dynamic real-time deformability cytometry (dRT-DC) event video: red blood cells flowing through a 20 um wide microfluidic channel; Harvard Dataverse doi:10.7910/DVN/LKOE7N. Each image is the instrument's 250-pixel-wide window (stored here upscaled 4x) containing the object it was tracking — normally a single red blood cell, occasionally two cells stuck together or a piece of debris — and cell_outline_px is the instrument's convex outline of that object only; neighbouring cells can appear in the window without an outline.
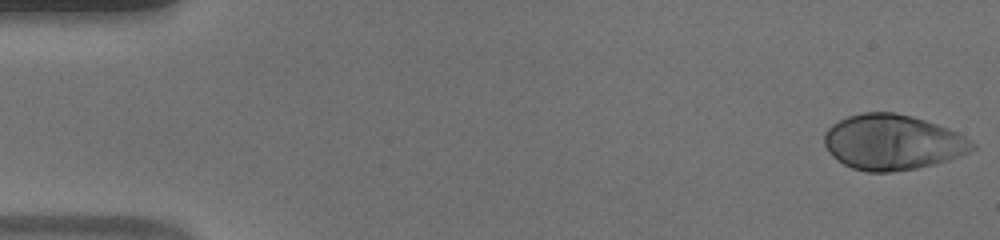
{"species": "human", "species_latin": "Homo sapiens", "temperature_condition": "warm", "stored_images_in_passage": 52, "camera_frame_rate_fps": 3000, "um_per_image_px": 0.085, "donor": {"sex": "male"}, "frame": {"image": 1, "passage_image": 1, "time_ms": 0.0, "image_size_px": [1000, 240], "cell_outline_px": [[976, 148], [968, 152], [948, 160], [916, 168], [888, 172], [868, 172], [852, 168], [836, 160], [828, 152], [824, 144], [824, 132], [832, 124], [848, 116], [864, 112], [892, 112], [912, 116], [936, 124], [956, 132], [964, 136], [976, 144]], "centroid_in_image_um": [75.83, 12.09], "position_along_channel_um": 9.2, "area_um2": 47.51}}
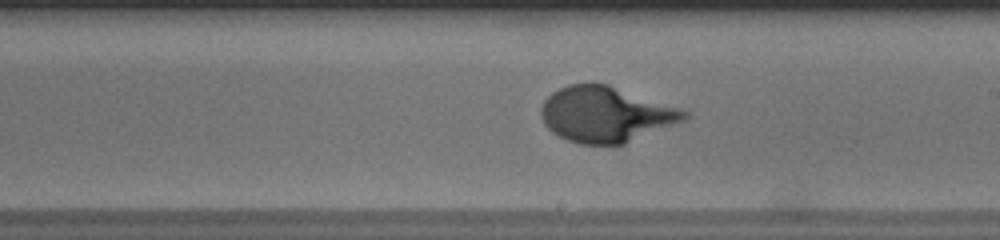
{"frame": {"image": 2, "passage_image": 30, "time_ms": 9.667, "image_size_px": [1000, 240], "cell_outline_px": [[688, 116], [684, 120], [624, 144], [580, 144], [568, 140], [552, 132], [544, 124], [540, 116], [540, 108], [544, 100], [552, 92], [568, 84], [608, 84], [680, 108], [688, 112]], "centroid_in_image_um": [51.45, 9.72], "position_along_channel_um": 237.5, "area_um2": 46.01}}
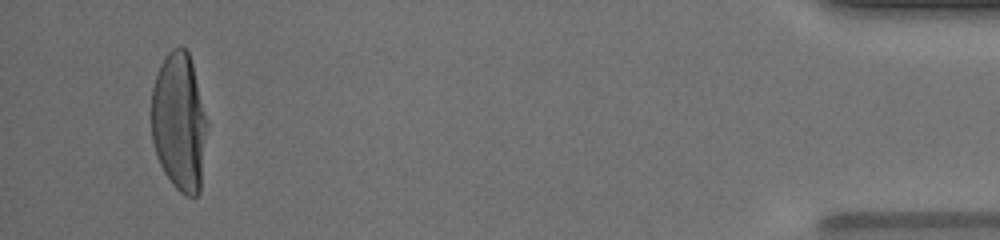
{"frame": {"image": 3, "passage_image": 50, "time_ms": 16.333, "image_size_px": [1000, 240], "cell_outline_px": [[204, 128], [200, 192], [196, 196], [184, 196], [172, 184], [164, 172], [160, 164], [152, 140], [152, 88], [160, 64], [168, 52], [172, 48], [180, 44], [188, 52], [192, 64], [204, 116]], "centroid_in_image_um": [15.17, 10.36], "position_along_channel_um": 420.0, "area_um2": 43.52}}